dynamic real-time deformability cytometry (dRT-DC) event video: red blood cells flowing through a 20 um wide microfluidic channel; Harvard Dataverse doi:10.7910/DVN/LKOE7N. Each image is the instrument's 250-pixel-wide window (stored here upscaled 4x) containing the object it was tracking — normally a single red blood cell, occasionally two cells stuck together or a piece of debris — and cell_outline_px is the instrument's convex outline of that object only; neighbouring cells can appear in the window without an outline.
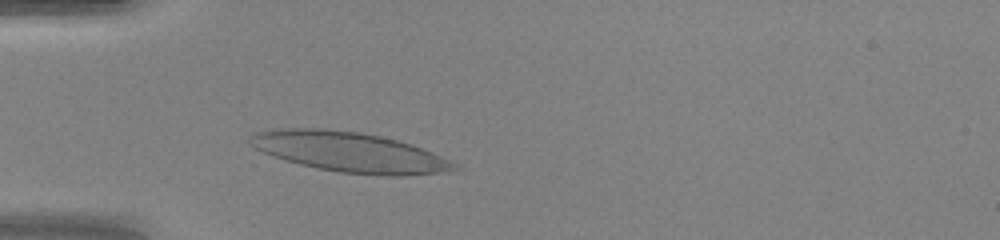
{"species": "human", "species_latin": "Homo sapiens", "temperature_condition": "warm", "stored_images_in_passage": 41, "camera_frame_rate_fps": 3000, "um_per_image_px": 0.085, "donor": {"sex": "female"}, "frame": {"image": 1, "passage_image": 8, "time_ms": 2.333, "image_size_px": [1000, 240], "cell_outline_px": [[460, 168], [436, 172], [400, 176], [392, 176], [340, 172], [300, 164], [264, 152], [256, 148], [248, 140], [256, 132], [288, 128], [320, 128], [356, 132], [380, 136], [396, 140], [420, 148], [440, 156], [456, 164]], "centroid_in_image_um": [29.69, 12.92], "position_along_channel_um": 55.3, "area_um2": 46.18}}
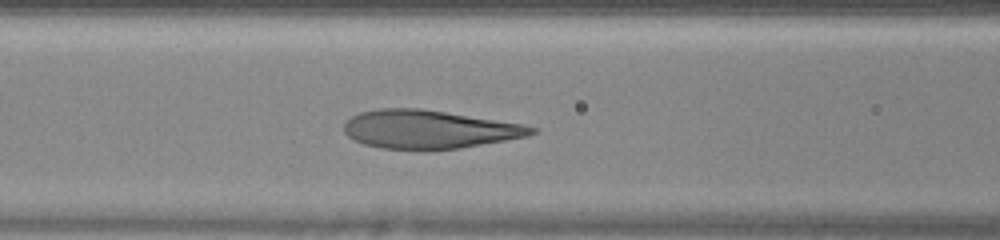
{"frame": {"image": 2, "passage_image": 14, "time_ms": 4.333, "image_size_px": [1000, 240], "cell_outline_px": [[540, 128], [536, 132], [528, 136], [460, 148], [428, 152], [420, 152], [380, 148], [364, 144], [348, 136], [344, 132], [344, 124], [352, 116], [360, 112], [380, 108], [420, 108], [520, 124]], "centroid_in_image_um": [36.43, 11.03], "position_along_channel_um": 130.2, "area_um2": 42.37}}
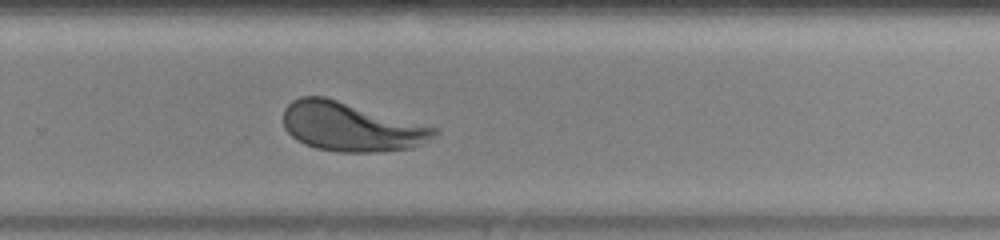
{"frame": {"image": 3, "passage_image": 26, "time_ms": 8.333, "image_size_px": [1000, 240], "cell_outline_px": [[440, 132], [436, 136], [412, 148], [372, 152], [340, 152], [316, 148], [304, 144], [296, 140], [284, 128], [284, 108], [292, 100], [300, 96], [324, 96], [440, 128]], "centroid_in_image_um": [29.85, 10.77], "position_along_channel_um": 299.9, "area_um2": 43.29}, "authors_computed_cell_mechanics": {"area_um2": 43.1766, "velocity_mm_per_s": 4.2545, "shape_relaxation_time_tau1_ms": 2.261, "shape_relaxation_time_tau2_ms": null, "deformation_change_tau1": 0.1823, "deformation_change_tau2": null}}